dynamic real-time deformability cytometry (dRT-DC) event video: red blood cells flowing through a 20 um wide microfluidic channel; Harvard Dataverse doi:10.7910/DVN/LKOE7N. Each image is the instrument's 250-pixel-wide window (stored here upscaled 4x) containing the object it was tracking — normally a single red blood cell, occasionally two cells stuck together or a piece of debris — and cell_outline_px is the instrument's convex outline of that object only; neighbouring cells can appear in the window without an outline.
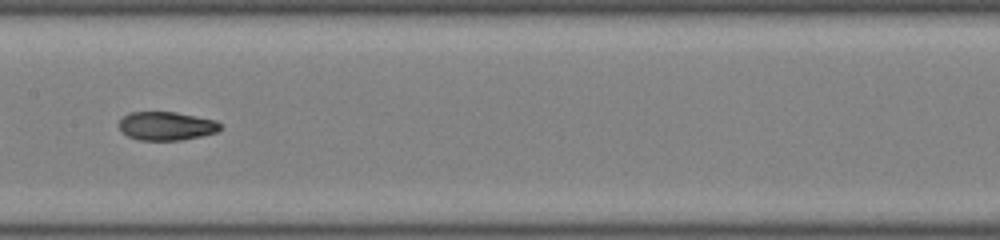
{"species": "common noctule bat (a hibernating species)", "species_latin": "Nyctalus noctula", "temperature_condition": "room temperature", "stored_images_in_passage": 34, "segment_of_instrument_passage": [2, 2], "camera_frame_rate_fps": 3000, "um_per_image_px": 0.085, "animal": {"sex": "male", "body_mass_g": 19.0, "forearm_length_mm": 50.8}, "frame": {"image": 1, "passage_image": 25, "time_ms": 8.0, "image_size_px": [1000, 240], "cell_outline_px": [[220, 128], [216, 132], [200, 136], [180, 140], [140, 140], [128, 136], [120, 128], [120, 120], [128, 112], [176, 112], [216, 120], [220, 124]], "centroid_in_image_um": [14.14, 10.7], "position_along_channel_um": 193.3, "area_um2": 16.65}}